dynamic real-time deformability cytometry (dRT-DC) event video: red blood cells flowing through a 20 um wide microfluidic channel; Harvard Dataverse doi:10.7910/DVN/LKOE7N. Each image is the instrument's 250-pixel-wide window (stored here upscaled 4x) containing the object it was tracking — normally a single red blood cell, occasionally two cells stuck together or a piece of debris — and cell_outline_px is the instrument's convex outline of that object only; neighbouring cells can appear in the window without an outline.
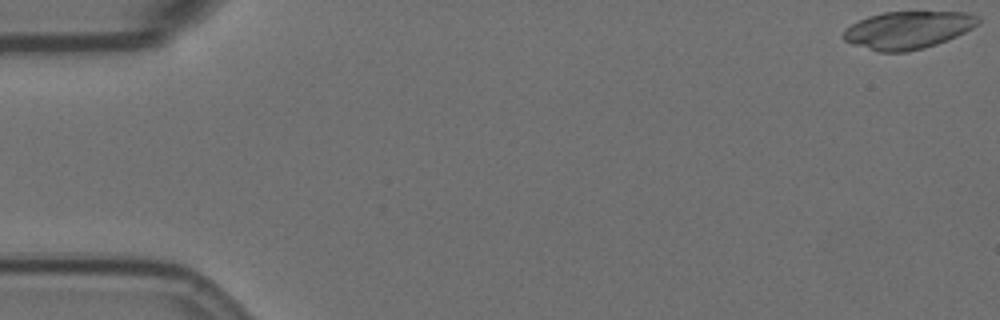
{"species": "Egyptian fruit bat (a non-hibernating species)", "species_latin": "Rousettus aegyptiacus", "temperature_condition": "room temperature", "stored_images_in_passage": 9, "camera_frame_rate_fps": 3000, "um_per_image_px": 0.085, "animal": {"sex": "female"}, "frame": {"image": 1, "passage_image": 1, "time_ms": 0.0, "image_size_px": [1000, 320], "cell_outline_px": [[980, 24], [948, 40], [924, 48], [904, 52], [880, 52], [844, 40], [840, 36], [844, 28], [868, 16], [884, 12], [968, 12], [980, 16]], "centroid_in_image_um": [77.19, 2.54], "position_along_channel_um": 7.8, "area_um2": 29.48}}